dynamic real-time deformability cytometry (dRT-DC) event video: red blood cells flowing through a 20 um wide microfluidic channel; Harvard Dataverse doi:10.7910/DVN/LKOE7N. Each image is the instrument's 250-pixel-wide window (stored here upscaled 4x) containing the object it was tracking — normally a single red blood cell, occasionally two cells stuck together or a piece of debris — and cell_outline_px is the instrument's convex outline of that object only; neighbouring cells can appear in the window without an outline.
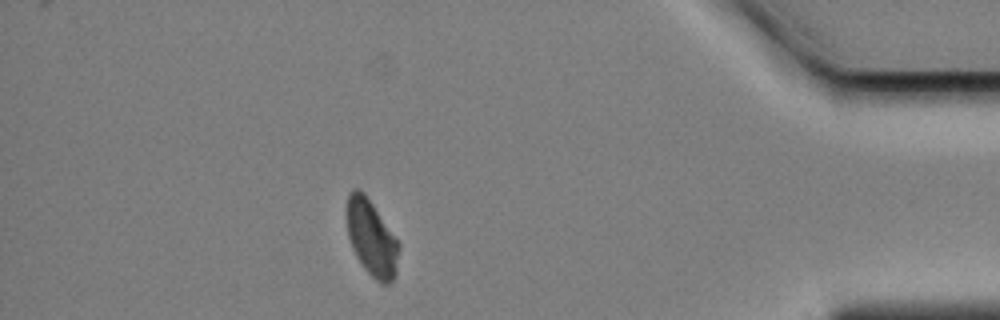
{"species": "Egyptian fruit bat (a non-hibernating species)", "species_latin": "Rousettus aegyptiacus", "temperature_condition": "cold", "stored_images_in_passage": 56, "camera_frame_rate_fps": 3000, "um_per_image_px": 0.085, "animal": {"sex": "female"}, "frame": {"image": 1, "passage_image": 49, "time_ms": 16.0, "image_size_px": [1000, 320], "cell_outline_px": [[400, 248], [396, 276], [388, 284], [380, 284], [364, 268], [356, 256], [352, 248], [348, 236], [344, 208], [348, 196], [352, 188], [356, 188], [364, 192], [400, 244]], "centroid_in_image_um": [31.56, 20.22], "position_along_channel_um": 403.6, "area_um2": 23.41}}